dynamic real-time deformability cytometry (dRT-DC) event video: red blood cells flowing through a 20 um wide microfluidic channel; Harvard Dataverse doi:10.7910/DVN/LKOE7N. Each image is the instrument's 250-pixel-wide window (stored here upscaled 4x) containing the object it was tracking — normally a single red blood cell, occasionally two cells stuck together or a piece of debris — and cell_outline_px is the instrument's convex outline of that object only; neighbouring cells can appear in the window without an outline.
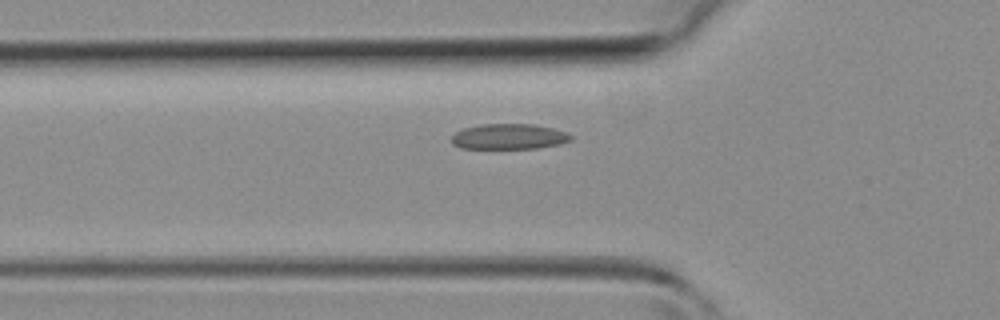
{"species": "common noctule bat (a hibernating species)", "species_latin": "Nyctalus noctula", "temperature_condition": "room temperature", "stored_images_in_passage": 32, "camera_frame_rate_fps": 3000, "um_per_image_px": 0.085, "animal": {"sex": "female", "body_mass_g": 19.3, "forearm_length_mm": 54.1}, "frame": {"image": 1, "passage_image": 3, "time_ms": 0.667, "image_size_px": [1000, 320], "cell_outline_px": [[572, 140], [560, 144], [536, 148], [460, 148], [452, 144], [452, 136], [456, 132], [464, 128], [480, 124], [532, 124], [552, 128], [564, 132], [572, 136]], "centroid_in_image_um": [43.24, 11.61], "position_along_channel_um": 82.6, "area_um2": 17.57}}
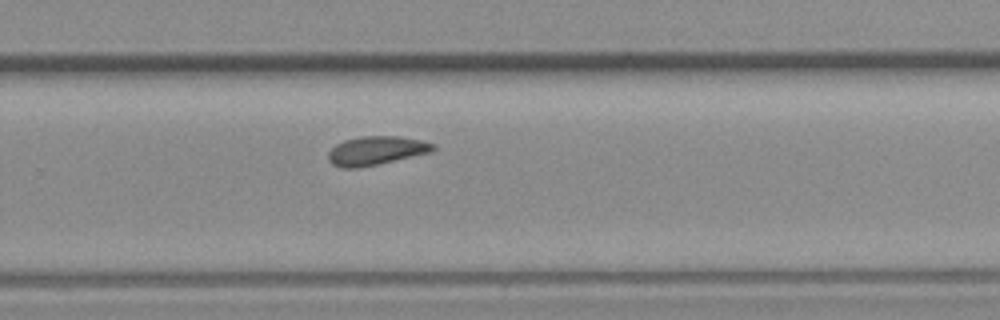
{"frame": {"image": 2, "passage_image": 17, "time_ms": 5.333, "image_size_px": [1000, 320], "cell_outline_px": [[436, 148], [432, 152], [376, 164], [356, 168], [340, 168], [332, 164], [328, 160], [328, 152], [336, 144], [344, 140], [360, 136], [400, 136], [420, 140], [436, 144]], "centroid_in_image_um": [31.96, 12.79], "position_along_channel_um": 297.8, "area_um2": 17.57}}
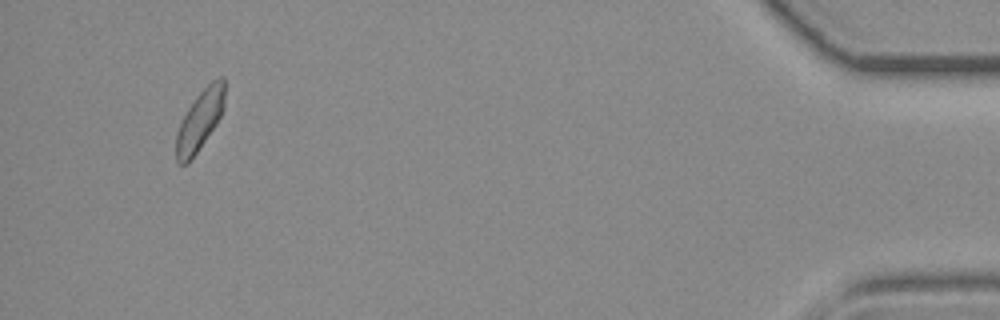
{"frame": {"image": 3, "passage_image": 30, "time_ms": 9.667, "image_size_px": [1000, 320], "cell_outline_px": [[224, 108], [216, 124], [188, 164], [180, 164], [176, 160], [176, 132], [188, 108], [196, 96], [212, 80], [220, 76], [224, 76]], "centroid_in_image_um": [16.98, 10.22], "position_along_channel_um": 418.2, "area_um2": 16.82}}